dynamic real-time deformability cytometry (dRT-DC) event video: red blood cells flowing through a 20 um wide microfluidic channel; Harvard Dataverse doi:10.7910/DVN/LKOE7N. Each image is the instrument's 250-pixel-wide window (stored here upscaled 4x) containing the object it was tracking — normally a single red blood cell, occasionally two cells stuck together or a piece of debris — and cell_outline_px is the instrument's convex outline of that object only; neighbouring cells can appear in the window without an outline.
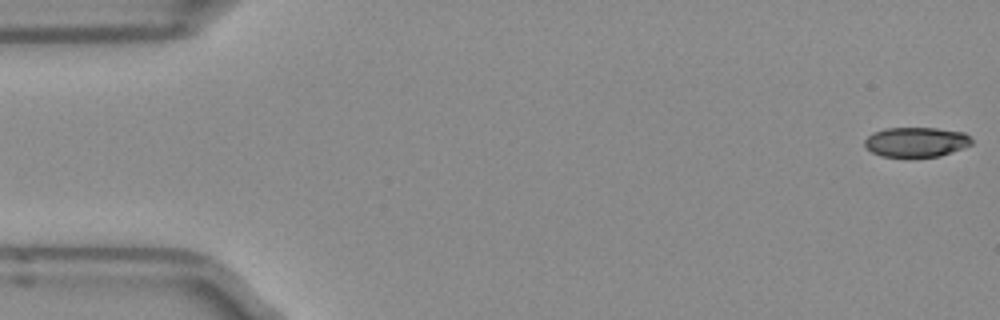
{"species": "Egyptian fruit bat (a non-hibernating species)", "species_latin": "Rousettus aegyptiacus", "temperature_condition": "room temperature", "stored_images_in_passage": 10, "camera_frame_rate_fps": 3000, "um_per_image_px": 0.085, "frame": {"image": 1, "passage_image": 1, "time_ms": 0.0, "image_size_px": [1000, 320], "cell_outline_px": [[972, 144], [964, 148], [940, 156], [880, 156], [872, 152], [864, 144], [864, 140], [872, 132], [884, 128], [936, 128], [964, 132], [972, 140]], "centroid_in_image_um": [77.87, 12.06], "position_along_channel_um": 7.1, "area_um2": 18.5}}